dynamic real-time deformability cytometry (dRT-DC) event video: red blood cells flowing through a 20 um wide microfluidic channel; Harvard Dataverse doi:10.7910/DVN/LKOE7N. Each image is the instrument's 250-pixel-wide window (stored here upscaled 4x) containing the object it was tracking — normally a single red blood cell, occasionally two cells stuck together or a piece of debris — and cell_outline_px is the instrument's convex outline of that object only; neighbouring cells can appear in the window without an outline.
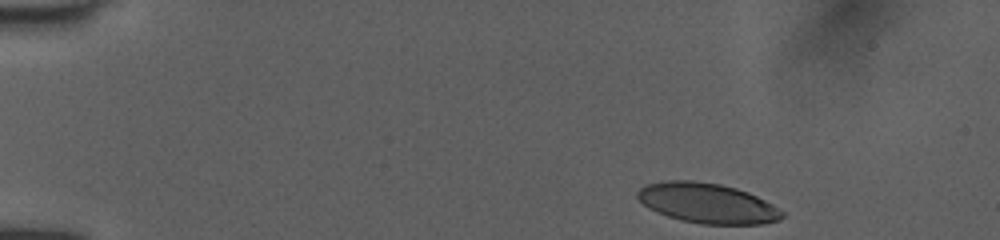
{"species": "human", "species_latin": "Homo sapiens", "temperature_condition": "room temperature", "stored_images_in_passage": 42, "camera_frame_rate_fps": 3000, "um_per_image_px": 0.085, "donor": {"sex": "female"}, "frame": {"image": 1, "passage_image": 1, "time_ms": 0.0, "image_size_px": [1000, 240], "cell_outline_px": [[784, 216], [780, 220], [760, 224], [700, 224], [680, 220], [668, 216], [648, 208], [636, 196], [636, 192], [644, 184], [664, 180], [692, 180], [720, 184], [736, 188], [748, 192], [772, 204], [784, 212]], "centroid_in_image_um": [60.1, 17.26], "position_along_channel_um": 24.9, "area_um2": 33.87}}
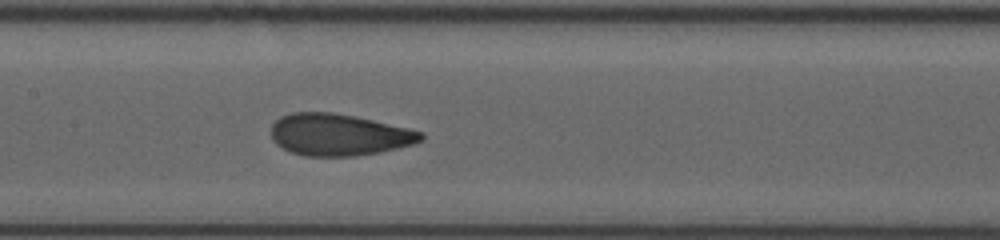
{"frame": {"image": 2, "passage_image": 17, "time_ms": 5.333, "image_size_px": [1000, 240], "cell_outline_px": [[424, 140], [412, 144], [380, 152], [356, 156], [304, 156], [292, 152], [276, 144], [272, 140], [272, 124], [280, 116], [292, 112], [332, 112], [356, 116], [408, 128], [424, 132]], "centroid_in_image_um": [28.81, 11.44], "position_along_channel_um": 178.6, "area_um2": 36.59}}
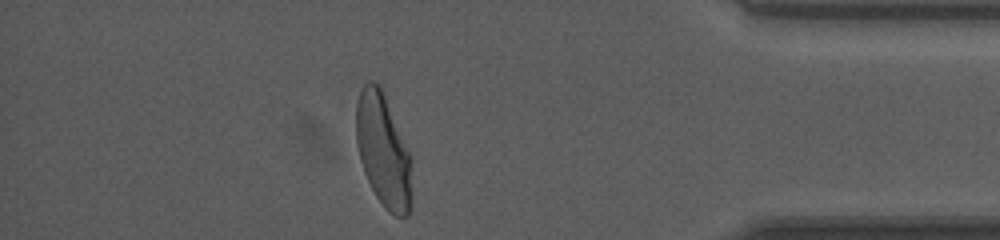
{"frame": {"image": 3, "passage_image": 36, "time_ms": 11.667, "image_size_px": [1000, 240], "cell_outline_px": [[412, 204], [408, 216], [396, 216], [388, 212], [376, 196], [364, 172], [360, 160], [356, 144], [356, 104], [360, 92], [364, 84], [368, 80], [372, 80], [380, 84], [412, 156]], "centroid_in_image_um": [32.6, 12.8], "position_along_channel_um": 402.6, "area_um2": 37.45}, "authors_computed_cell_mechanics": {"area_um2": 36.3851, "velocity_mm_per_s": 4.0283, "shape_relaxation_time_tau1_ms": 3.5968, "shape_relaxation_time_tau2_ms": null, "deformation_change_tau1": 0.1682, "deformation_change_tau2": null}}